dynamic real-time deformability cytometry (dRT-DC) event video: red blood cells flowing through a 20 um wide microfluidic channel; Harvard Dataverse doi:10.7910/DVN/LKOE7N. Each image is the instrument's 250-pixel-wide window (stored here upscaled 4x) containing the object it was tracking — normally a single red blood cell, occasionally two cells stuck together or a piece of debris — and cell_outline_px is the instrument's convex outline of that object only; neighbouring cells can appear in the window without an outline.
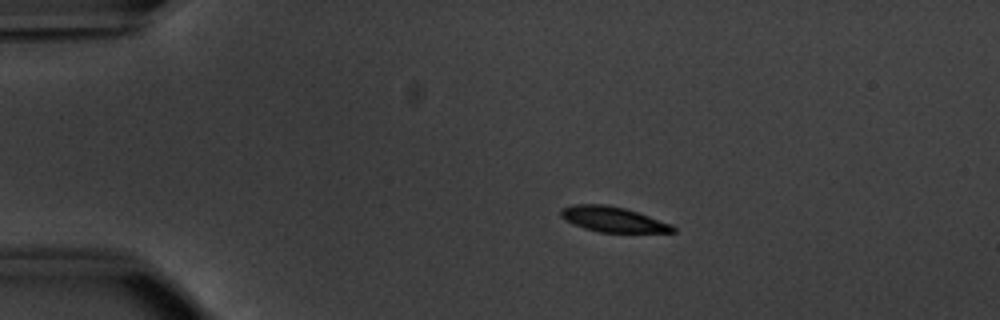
{"species": "common noctule bat (a hibernating species)", "species_latin": "Nyctalus noctula", "temperature_condition": "warm", "stored_images_in_passage": 43, "camera_frame_rate_fps": 3000, "um_per_image_px": 0.085, "animal": {"sex": "male", "body_mass_g": 20.1, "forearm_length_mm": 53.5}, "frame": {"image": 1, "passage_image": 1, "time_ms": 0.0, "image_size_px": [1000, 320], "cell_outline_px": [[676, 232], [600, 232], [584, 228], [560, 216], [560, 208], [572, 204], [608, 204], [624, 208], [672, 224], [676, 228]], "centroid_in_image_um": [52.1, 18.63], "position_along_channel_um": 32.9, "area_um2": 16.3}}
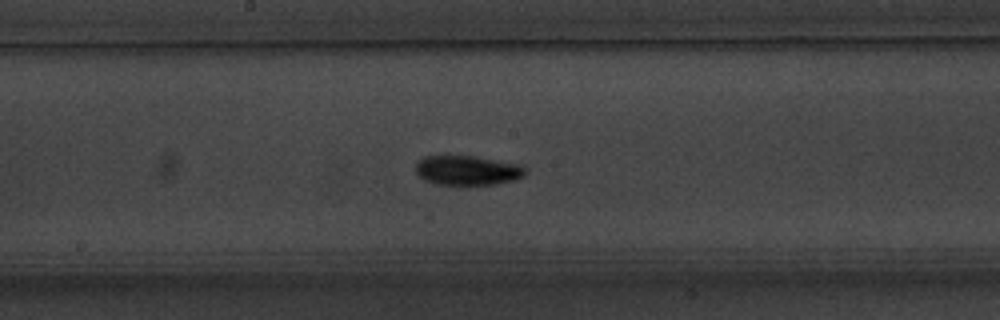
{"frame": {"image": 2, "passage_image": 19, "time_ms": 6.0, "image_size_px": [1000, 320], "cell_outline_px": [[528, 168], [524, 176], [516, 180], [496, 184], [464, 188], [460, 188], [436, 184], [424, 180], [416, 172], [416, 164], [424, 156], [472, 156], [520, 164]], "centroid_in_image_um": [39.76, 14.54], "position_along_channel_um": 208.4, "area_um2": 19.77}}
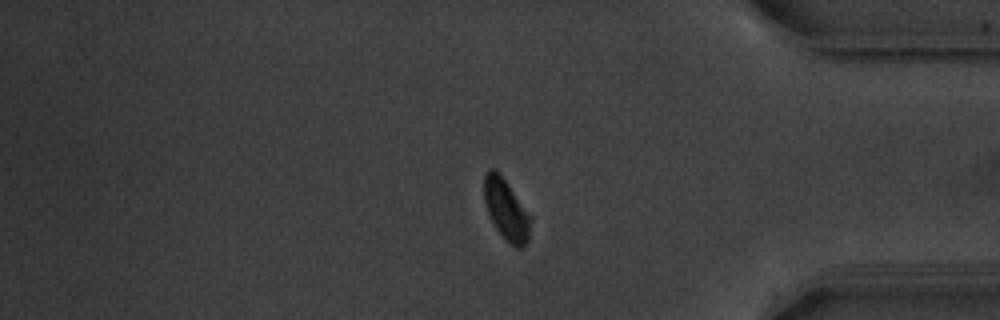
{"frame": {"image": 3, "passage_image": 35, "time_ms": 11.333, "image_size_px": [1000, 320], "cell_outline_px": [[532, 220], [528, 240], [520, 248], [516, 248], [508, 244], [504, 240], [496, 228], [488, 212], [484, 200], [484, 172], [488, 168], [496, 168], [500, 172], [532, 216]], "centroid_in_image_um": [43.04, 17.79], "position_along_channel_um": 392.2, "area_um2": 16.94}, "authors_computed_cell_mechanics": {"area_um2": 17.629, "velocity_mm_per_s": 3.8147, "shape_relaxation_time_tau1_ms": 1.8945, "shape_relaxation_time_tau2_ms": 2.162, "deformation_change_tau1": 0.1167, "deformation_change_tau2": 0.0533}}